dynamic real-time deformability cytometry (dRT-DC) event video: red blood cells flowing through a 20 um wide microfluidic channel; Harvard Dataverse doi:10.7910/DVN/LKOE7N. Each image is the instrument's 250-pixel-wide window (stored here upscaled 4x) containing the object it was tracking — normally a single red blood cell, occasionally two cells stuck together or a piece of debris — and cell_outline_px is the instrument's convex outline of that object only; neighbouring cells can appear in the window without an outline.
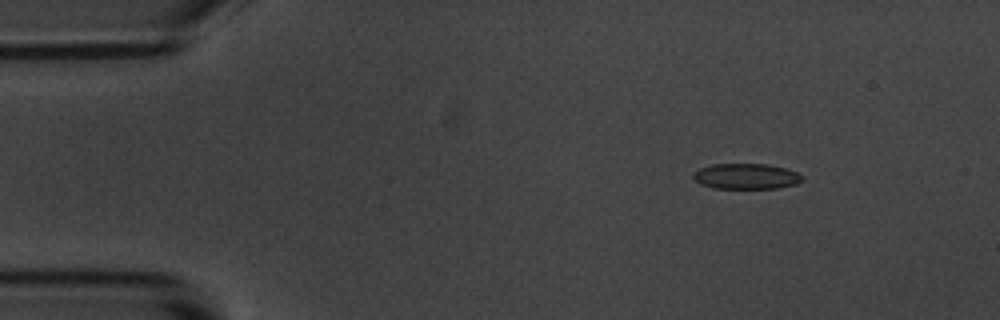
{"species": "common noctule bat (a hibernating species)", "species_latin": "Nyctalus noctula", "temperature_condition": "room temperature", "stored_images_in_passage": 5, "camera_frame_rate_fps": 3000, "um_per_image_px": 0.085, "animal": {"sex": "male", "body_mass_g": 20.1, "forearm_length_mm": 53.5}, "frame": {"image": 1, "passage_image": 1, "time_ms": 0.0, "image_size_px": [1000, 320], "cell_outline_px": [[804, 180], [796, 184], [776, 188], [712, 188], [700, 184], [692, 176], [692, 172], [700, 168], [712, 164], [768, 164], [784, 168], [796, 172], [804, 176]], "centroid_in_image_um": [63.41, 14.98], "position_along_channel_um": 21.6, "area_um2": 16.3}}
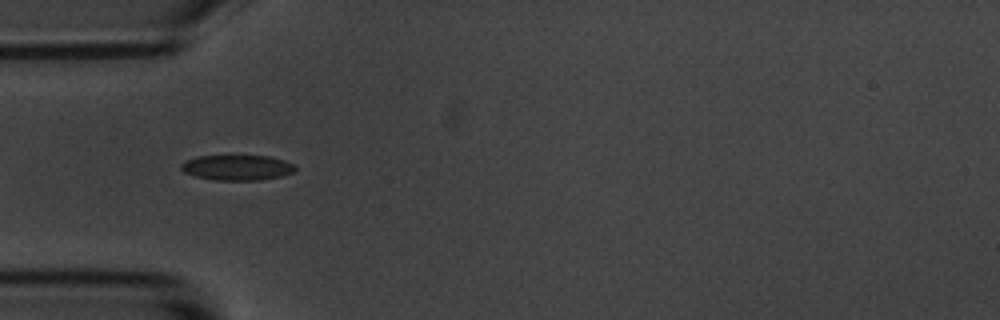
{"frame": {"image": 2, "passage_image": 4, "time_ms": 3.333, "image_size_px": [1000, 320], "cell_outline_px": [[296, 168], [292, 172], [280, 176], [260, 180], [216, 180], [196, 176], [184, 172], [180, 168], [180, 164], [196, 156], [268, 156], [284, 160], [292, 164]], "centroid_in_image_um": [20.13, 14.24], "position_along_channel_um": 64.9, "area_um2": 16.59}}